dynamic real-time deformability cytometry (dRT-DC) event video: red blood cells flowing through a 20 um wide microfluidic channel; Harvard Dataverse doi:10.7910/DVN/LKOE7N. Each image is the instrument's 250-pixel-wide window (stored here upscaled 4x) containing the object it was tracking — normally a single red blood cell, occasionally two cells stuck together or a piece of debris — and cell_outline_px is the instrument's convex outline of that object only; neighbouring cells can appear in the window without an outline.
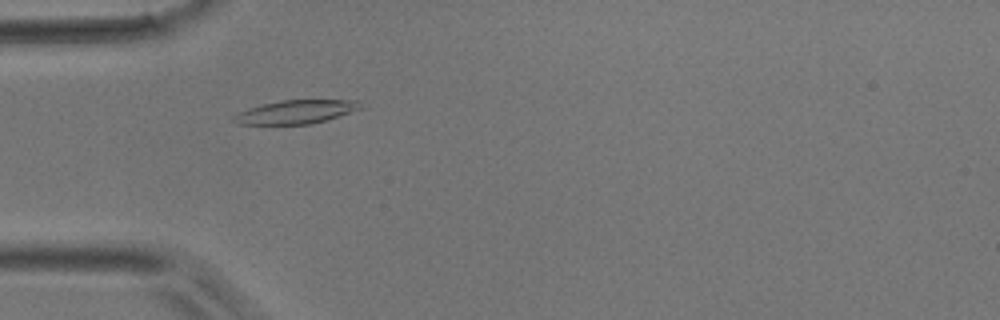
{"species": "common noctule bat (a hibernating species)", "species_latin": "Nyctalus noctula", "temperature_condition": "room temperature", "stored_images_in_passage": 17, "camera_frame_rate_fps": 3000, "um_per_image_px": 0.085, "animal": {"sex": "male", "body_mass_g": 17.9}, "frame": {"image": 1, "passage_image": 6, "time_ms": 1.667, "image_size_px": [1000, 320], "cell_outline_px": [[360, 108], [312, 124], [240, 124], [232, 120], [232, 116], [236, 112], [264, 104], [280, 100], [360, 100]], "centroid_in_image_um": [25.08, 9.51], "position_along_channel_um": 59.9, "area_um2": 17.05}}
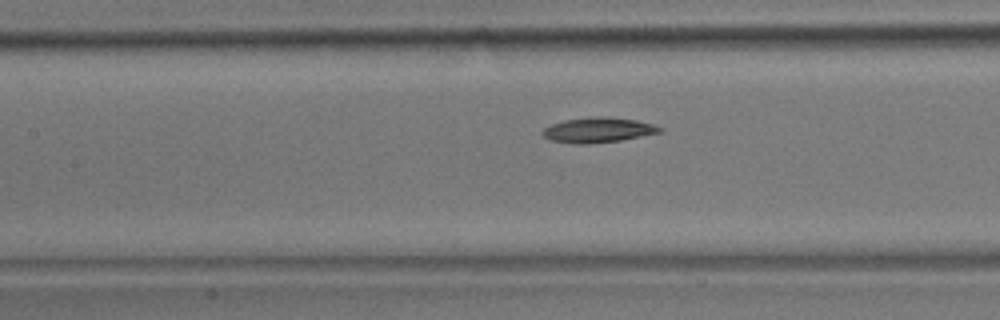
{"frame": {"image": 2, "passage_image": 13, "time_ms": 4.0, "image_size_px": [1000, 320], "cell_outline_px": [[664, 128], [660, 132], [620, 140], [588, 144], [572, 144], [548, 140], [540, 132], [544, 128], [552, 124], [564, 120], [600, 116], [608, 116], [636, 120], [652, 124]], "centroid_in_image_um": [50.79, 11.05], "position_along_channel_um": 156.6, "area_um2": 17.11}}
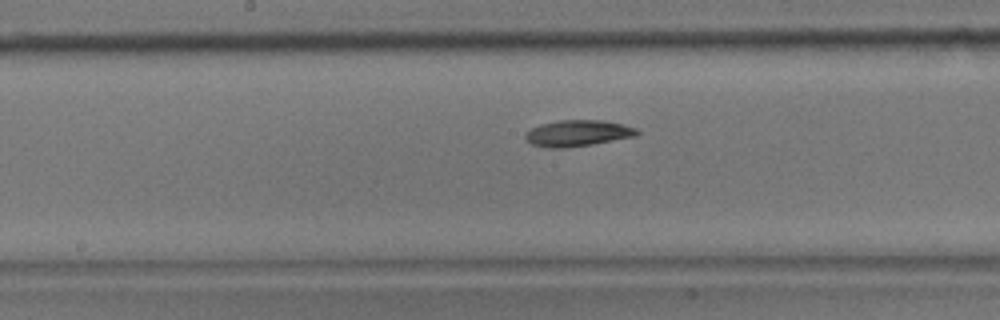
{"frame": {"image": 3, "passage_image": 16, "time_ms": 5.0, "image_size_px": [1000, 320], "cell_outline_px": [[640, 132], [636, 136], [592, 144], [564, 148], [548, 148], [532, 144], [524, 136], [532, 128], [540, 124], [560, 120], [600, 120], [624, 124], [636, 128]], "centroid_in_image_um": [49.13, 11.32], "position_along_channel_um": 199.1, "area_um2": 16.94}}